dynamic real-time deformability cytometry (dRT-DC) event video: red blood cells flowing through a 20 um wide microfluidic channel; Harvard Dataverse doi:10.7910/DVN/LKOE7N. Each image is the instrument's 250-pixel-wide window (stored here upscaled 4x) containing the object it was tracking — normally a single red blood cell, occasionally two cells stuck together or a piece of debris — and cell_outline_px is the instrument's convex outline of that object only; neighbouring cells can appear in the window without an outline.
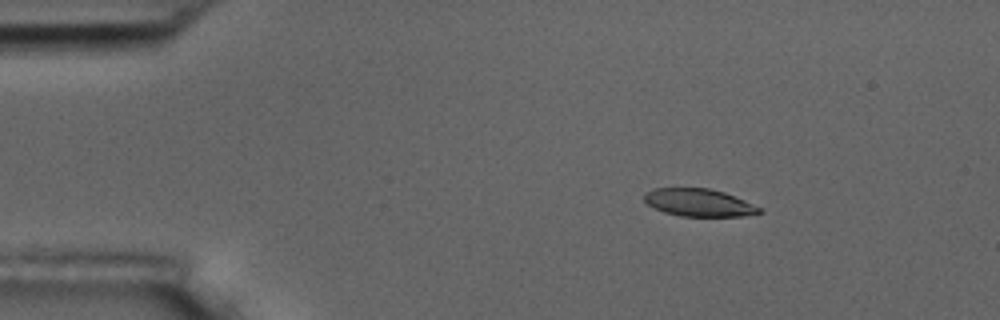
{"species": "common noctule bat (a hibernating species)", "species_latin": "Nyctalus noctula", "temperature_condition": "room temperature", "stored_images_in_passage": 5, "camera_frame_rate_fps": 3000, "um_per_image_px": 0.085, "animal": {"sex": "male", "body_mass_g": 17.5, "forearm_length_mm": 52.3}, "frame": {"image": 1, "passage_image": 3, "time_ms": 2.333, "image_size_px": [1000, 320], "cell_outline_px": [[764, 212], [744, 216], [680, 216], [664, 212], [648, 204], [644, 200], [644, 192], [652, 188], [708, 188], [724, 192], [744, 200], [760, 208]], "centroid_in_image_um": [59.39, 17.22], "position_along_channel_um": 25.6, "area_um2": 18.44}}